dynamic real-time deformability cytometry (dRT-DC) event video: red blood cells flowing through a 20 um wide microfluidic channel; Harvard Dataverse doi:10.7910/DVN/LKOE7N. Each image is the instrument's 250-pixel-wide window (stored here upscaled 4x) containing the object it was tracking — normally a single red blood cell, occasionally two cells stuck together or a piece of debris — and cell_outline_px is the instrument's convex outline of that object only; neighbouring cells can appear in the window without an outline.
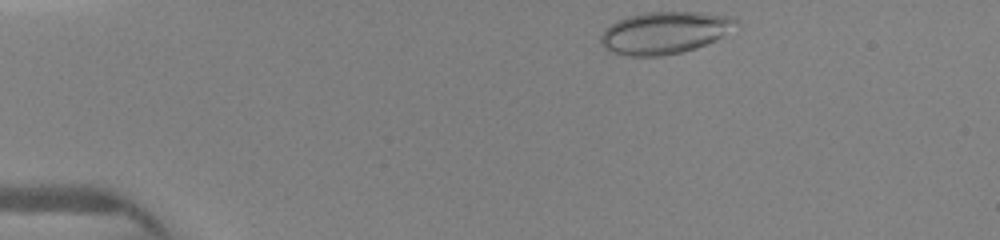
{"species": "human", "species_latin": "Homo sapiens", "temperature_condition": "warm", "stored_images_in_passage": 23, "camera_frame_rate_fps": 3000, "um_per_image_px": 0.085, "donor": {"sex": "female"}, "frame": {"image": 1, "passage_image": 1, "time_ms": 0.0, "image_size_px": [1000, 240], "cell_outline_px": [[740, 24], [716, 40], [696, 48], [680, 52], [660, 56], [628, 56], [604, 48], [600, 44], [600, 36], [604, 28], [628, 16], [644, 12], [700, 12], [728, 16], [740, 20]], "centroid_in_image_um": [56.51, 2.77], "position_along_channel_um": 28.5, "area_um2": 33.18}}
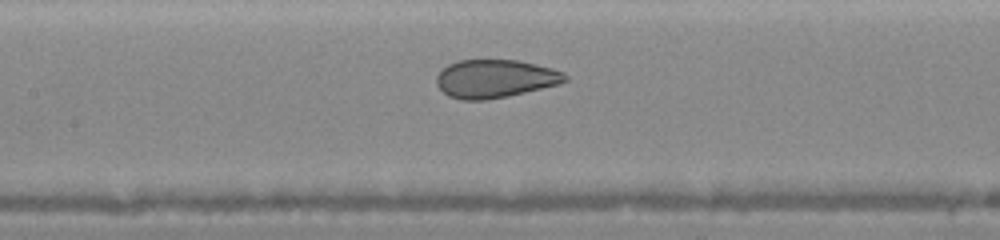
{"frame": {"image": 2, "passage_image": 14, "time_ms": 4.667, "image_size_px": [1000, 240], "cell_outline_px": [[568, 80], [560, 84], [508, 96], [484, 100], [460, 100], [448, 96], [436, 84], [436, 76], [448, 64], [456, 60], [516, 60], [536, 64], [552, 68], [564, 72], [568, 76]], "centroid_in_image_um": [42.09, 6.69], "position_along_channel_um": 165.3, "area_um2": 28.73}}
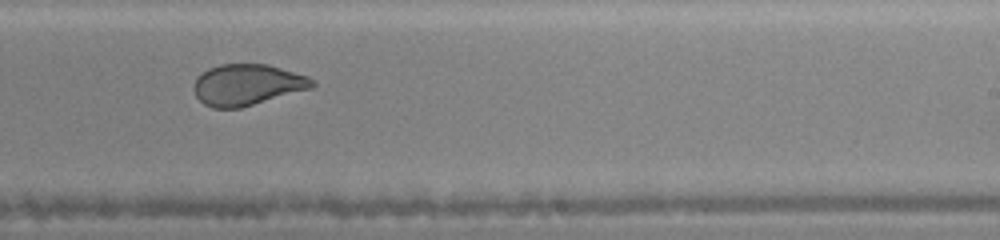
{"frame": {"image": 3, "passage_image": 21, "time_ms": 7.0, "image_size_px": [1000, 240], "cell_outline_px": [[316, 84], [312, 88], [240, 108], [212, 108], [204, 104], [196, 96], [192, 88], [196, 76], [208, 68], [220, 64], [268, 64], [308, 76]], "centroid_in_image_um": [20.98, 7.2], "position_along_channel_um": 268.0, "area_um2": 28.5}}